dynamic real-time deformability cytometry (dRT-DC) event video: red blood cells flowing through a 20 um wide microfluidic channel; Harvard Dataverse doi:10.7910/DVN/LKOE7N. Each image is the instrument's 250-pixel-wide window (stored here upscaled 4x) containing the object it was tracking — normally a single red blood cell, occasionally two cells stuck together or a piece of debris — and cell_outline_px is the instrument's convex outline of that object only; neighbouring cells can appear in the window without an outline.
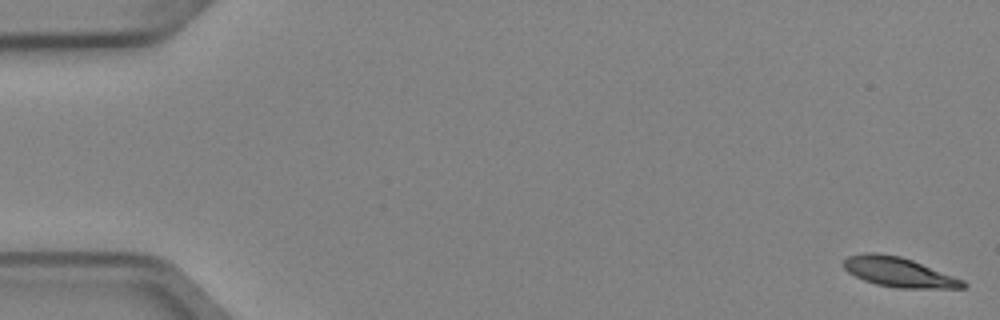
{"species": "Egyptian fruit bat (a non-hibernating species)", "species_latin": "Rousettus aegyptiacus", "temperature_condition": "cold", "stored_images_in_passage": 4, "camera_frame_rate_fps": 3000, "um_per_image_px": 0.085, "animal": {"sex": "female"}, "frame": {"image": 1, "passage_image": 1, "time_ms": 0.0, "image_size_px": [1000, 320], "cell_outline_px": [[968, 284], [964, 288], [896, 288], [876, 284], [864, 280], [848, 272], [844, 268], [844, 260], [848, 256], [864, 252], [876, 252], [900, 256], [912, 260], [964, 280]], "centroid_in_image_um": [76.39, 23.13], "position_along_channel_um": 8.6, "area_um2": 20.58}}
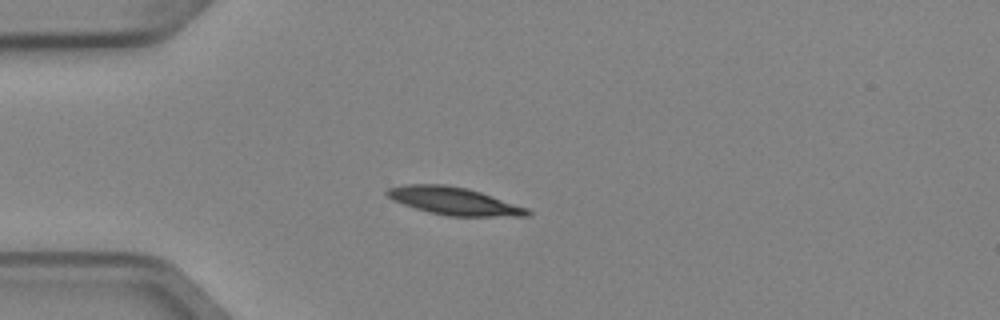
{"frame": {"image": 2, "passage_image": 4, "time_ms": 1.0, "image_size_px": [1000, 320], "cell_outline_px": [[532, 212], [528, 216], [448, 216], [428, 212], [392, 200], [384, 192], [388, 188], [404, 184], [444, 184], [468, 188], [528, 208]], "centroid_in_image_um": [38.57, 17.08], "position_along_channel_um": 46.4, "area_um2": 22.54}}